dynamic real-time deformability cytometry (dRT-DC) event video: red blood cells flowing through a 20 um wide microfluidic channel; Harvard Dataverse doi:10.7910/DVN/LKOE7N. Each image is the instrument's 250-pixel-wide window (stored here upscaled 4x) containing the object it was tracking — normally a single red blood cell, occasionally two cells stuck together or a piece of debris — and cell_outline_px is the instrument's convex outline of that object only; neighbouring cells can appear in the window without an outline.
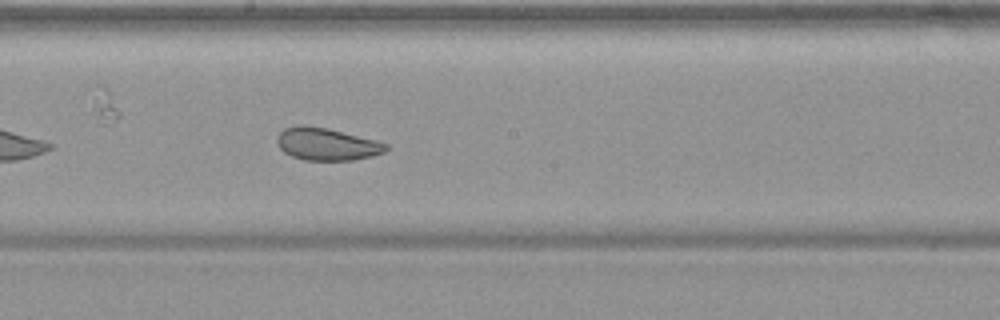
{"species": "common noctule bat (a hibernating species)", "species_latin": "Nyctalus noctula", "temperature_condition": "warm", "stored_images_in_passage": 34, "camera_frame_rate_fps": 3000, "um_per_image_px": 0.085, "animal": {"sex": "female", "body_mass_g": 19.9}, "frame": {"image": 1, "passage_image": 15, "time_ms": 4.667, "image_size_px": [1000, 320], "cell_outline_px": [[388, 148], [384, 152], [372, 156], [352, 160], [304, 160], [292, 156], [284, 152], [276, 144], [276, 136], [284, 128], [300, 124], [304, 124], [328, 128], [376, 140], [388, 144]], "centroid_in_image_um": [27.74, 12.24], "position_along_channel_um": 220.5, "area_um2": 20.75}, "authors_computed_cell_mechanics": {"area_um2": 21.8195, "velocity_mm_per_s": 3.7203, "shape_relaxation_time_tau1_ms": null, "shape_relaxation_time_tau2_ms": 1.5403, "deformation_change_tau1": null, "deformation_change_tau2": 0.0759}}